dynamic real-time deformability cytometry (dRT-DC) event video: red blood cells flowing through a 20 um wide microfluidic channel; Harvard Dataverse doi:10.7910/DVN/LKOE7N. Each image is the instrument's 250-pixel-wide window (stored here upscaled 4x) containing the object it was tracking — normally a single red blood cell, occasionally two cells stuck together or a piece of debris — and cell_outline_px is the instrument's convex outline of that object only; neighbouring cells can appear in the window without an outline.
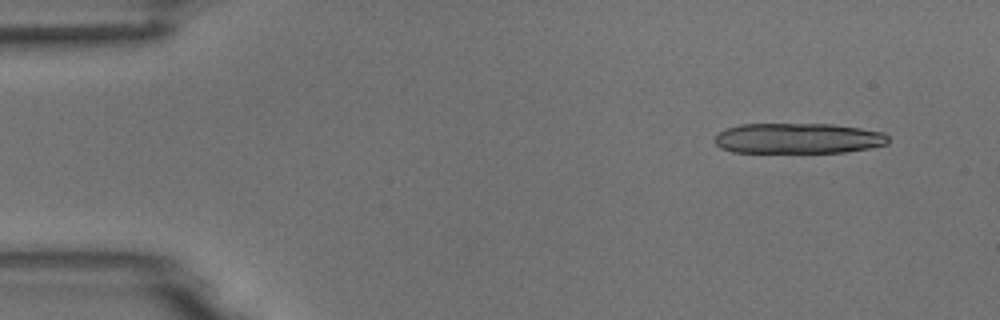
{"species": "common noctule bat (a hibernating species)", "species_latin": "Nyctalus noctula", "temperature_condition": "room temperature", "stored_images_in_passage": 5, "camera_frame_rate_fps": 3000, "um_per_image_px": 0.085, "animal": {"sex": "male", "body_mass_g": 18.8}, "frame": {"image": 1, "passage_image": 2, "time_ms": 1.0, "image_size_px": [1000, 320], "cell_outline_px": [[888, 144], [868, 148], [844, 152], [732, 152], [720, 148], [716, 144], [716, 136], [724, 128], [740, 124], [832, 124], [860, 128], [884, 132], [888, 136]], "centroid_in_image_um": [67.83, 11.75], "position_along_channel_um": 17.2, "area_um2": 30.81}}